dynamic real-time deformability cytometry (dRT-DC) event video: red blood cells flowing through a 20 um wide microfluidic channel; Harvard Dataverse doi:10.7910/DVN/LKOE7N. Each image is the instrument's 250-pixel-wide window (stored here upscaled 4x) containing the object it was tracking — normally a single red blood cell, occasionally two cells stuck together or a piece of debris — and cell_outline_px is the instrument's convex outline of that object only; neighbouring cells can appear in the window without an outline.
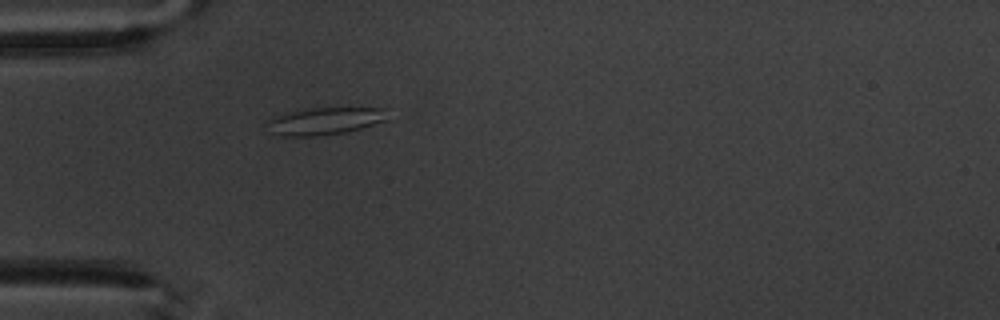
{"species": "common noctule bat (a hibernating species)", "species_latin": "Nyctalus noctula", "temperature_condition": "warm", "stored_images_in_passage": 5, "camera_frame_rate_fps": 3000, "um_per_image_px": 0.085, "animal": {"sex": "male", "body_mass_g": 20.1, "forearm_length_mm": 53.5}, "frame": {"image": 1, "passage_image": 5, "time_ms": 4.667, "image_size_px": [1000, 320], "cell_outline_px": [[392, 108], [388, 120], [360, 128], [344, 132], [316, 136], [280, 136], [272, 132], [264, 124], [264, 120], [276, 116], [304, 108]], "centroid_in_image_um": [27.64, 10.27], "position_along_channel_um": 57.4, "area_um2": 19.48}}